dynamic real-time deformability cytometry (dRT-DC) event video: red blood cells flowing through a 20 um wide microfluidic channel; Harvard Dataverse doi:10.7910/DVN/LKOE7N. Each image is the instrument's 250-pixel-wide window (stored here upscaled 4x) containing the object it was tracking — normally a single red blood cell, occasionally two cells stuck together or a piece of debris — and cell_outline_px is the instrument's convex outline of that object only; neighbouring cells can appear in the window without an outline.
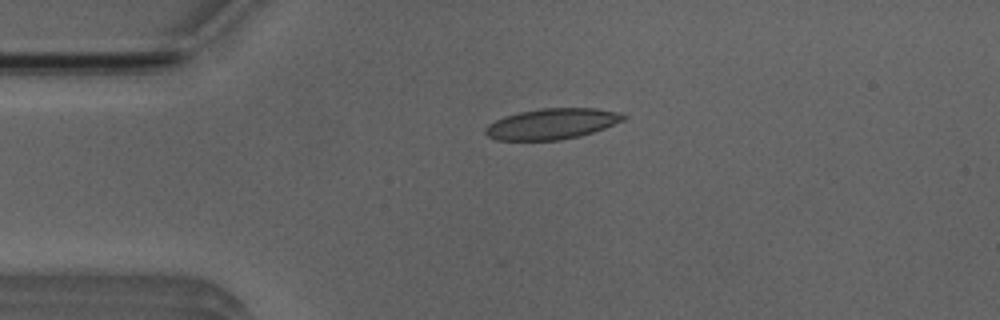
{"species": "Egyptian fruit bat (a non-hibernating species)", "species_latin": "Rousettus aegyptiacus", "temperature_condition": "room temperature", "stored_images_in_passage": 4, "camera_frame_rate_fps": 3000, "um_per_image_px": 0.085, "animal": {"sex": "male"}, "frame": {"image": 1, "passage_image": 3, "time_ms": 2.333, "image_size_px": [1000, 320], "cell_outline_px": [[628, 116], [624, 120], [604, 128], [580, 136], [560, 140], [496, 140], [488, 136], [484, 132], [484, 128], [488, 124], [504, 116], [520, 112], [540, 108], [596, 108], [620, 112]], "centroid_in_image_um": [46.91, 10.52], "position_along_channel_um": 38.1, "area_um2": 24.8}}